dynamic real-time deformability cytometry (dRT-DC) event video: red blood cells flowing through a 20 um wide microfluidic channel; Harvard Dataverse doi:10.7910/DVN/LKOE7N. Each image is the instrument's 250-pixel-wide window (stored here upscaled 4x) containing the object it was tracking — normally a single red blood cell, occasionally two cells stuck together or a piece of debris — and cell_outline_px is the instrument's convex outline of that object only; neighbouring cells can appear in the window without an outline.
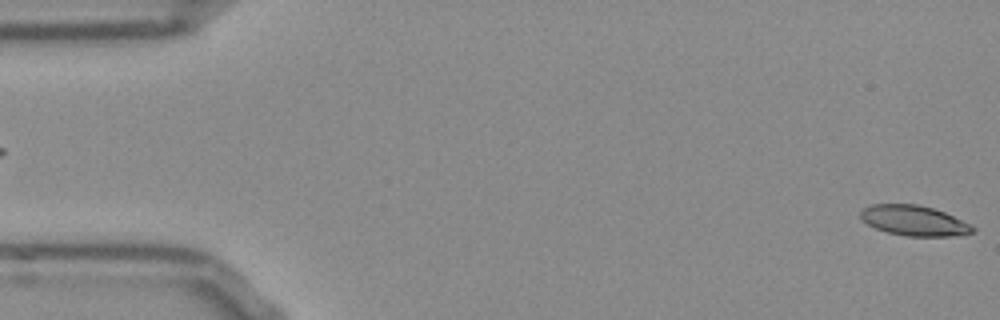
{"species": "Egyptian fruit bat (a non-hibernating species)", "species_latin": "Rousettus aegyptiacus", "temperature_condition": "room temperature", "stored_images_in_passage": 13, "camera_frame_rate_fps": 3000, "um_per_image_px": 0.085, "frame": {"image": 1, "passage_image": 1, "time_ms": 0.0, "image_size_px": [1000, 320], "cell_outline_px": [[976, 232], [964, 236], [908, 236], [888, 232], [876, 228], [860, 220], [860, 212], [864, 208], [872, 204], [916, 204], [932, 208], [944, 212], [976, 228]], "centroid_in_image_um": [77.71, 18.76], "position_along_channel_um": 7.3, "area_um2": 19.71}}
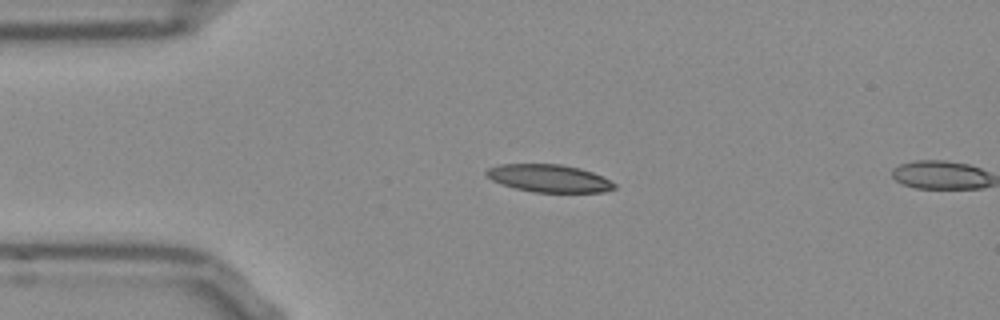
{"frame": {"image": 2, "passage_image": 12, "time_ms": 3.667, "image_size_px": [1000, 320], "cell_outline_px": [[616, 188], [604, 192], [532, 192], [500, 184], [484, 176], [484, 172], [488, 168], [500, 164], [560, 164], [580, 168], [592, 172], [616, 184]], "centroid_in_image_um": [46.62, 15.15], "position_along_channel_um": 38.4, "area_um2": 20.63}}